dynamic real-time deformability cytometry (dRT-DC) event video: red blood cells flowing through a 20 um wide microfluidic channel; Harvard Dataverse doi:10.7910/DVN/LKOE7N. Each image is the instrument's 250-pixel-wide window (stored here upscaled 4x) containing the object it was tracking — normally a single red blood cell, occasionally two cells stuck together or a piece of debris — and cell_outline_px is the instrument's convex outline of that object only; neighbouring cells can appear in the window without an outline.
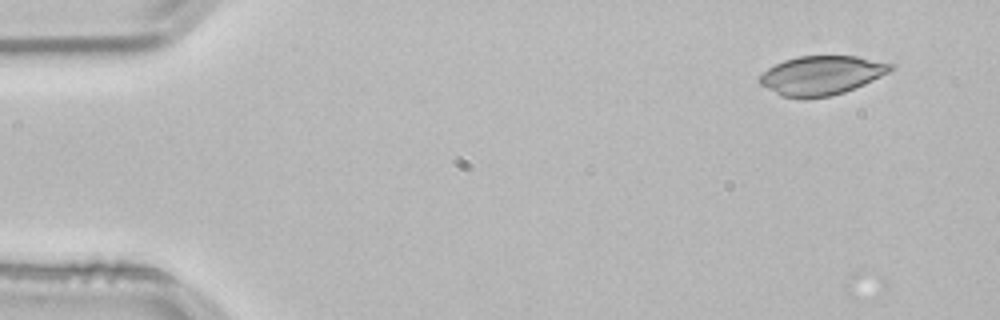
{"species": "common noctule bat (a hibernating species)", "species_latin": "Nyctalus noctula", "temperature_condition": "room temperature", "stored_images_in_passage": 5, "camera_frame_rate_fps": 3000, "um_per_image_px": 0.085, "animal": {"sex": "male", "body_mass_g": 21.5, "forearm_length_mm": 52.0}, "frame": {"image": 1, "passage_image": 1, "time_ms": 0.0, "image_size_px": [1000, 320], "cell_outline_px": [[896, 64], [888, 72], [864, 84], [844, 92], [828, 96], [804, 100], [780, 96], [760, 84], [760, 76], [768, 68], [784, 60], [800, 56], [856, 56]], "centroid_in_image_um": [69.81, 6.42], "position_along_channel_um": 15.2, "area_um2": 29.77}}